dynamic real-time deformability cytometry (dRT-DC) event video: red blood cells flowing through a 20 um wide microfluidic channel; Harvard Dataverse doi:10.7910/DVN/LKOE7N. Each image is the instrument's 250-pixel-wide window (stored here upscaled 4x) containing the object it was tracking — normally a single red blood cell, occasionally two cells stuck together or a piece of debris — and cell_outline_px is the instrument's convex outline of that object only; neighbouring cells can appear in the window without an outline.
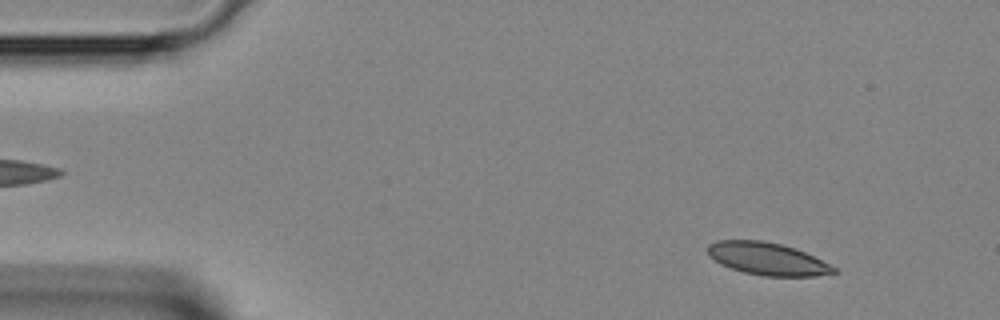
{"species": "Egyptian fruit bat (a non-hibernating species)", "species_latin": "Rousettus aegyptiacus", "temperature_condition": "room temperature", "stored_images_in_passage": 42, "camera_frame_rate_fps": 3000, "um_per_image_px": 0.085, "animal": {"sex": "female"}, "frame": {"image": 1, "passage_image": 4, "time_ms": 1.0, "image_size_px": [1000, 320], "cell_outline_px": [[836, 272], [816, 276], [764, 276], [744, 272], [720, 264], [708, 256], [708, 244], [716, 240], [760, 240], [780, 244], [796, 248], [836, 268]], "centroid_in_image_um": [65.17, 21.99], "position_along_channel_um": 19.8, "area_um2": 23.64}}
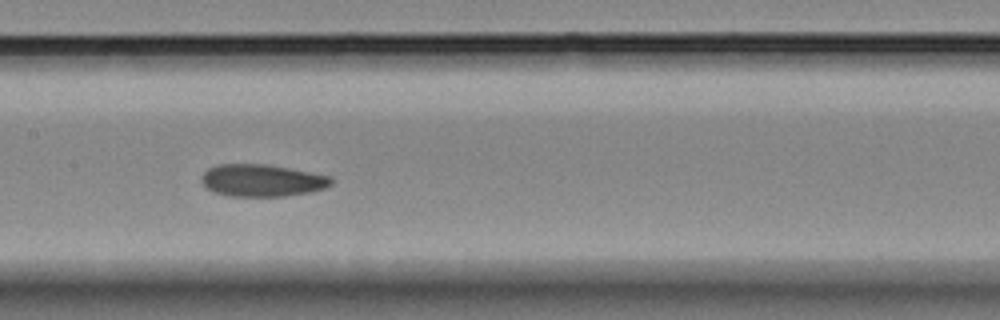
{"frame": {"image": 2, "passage_image": 20, "time_ms": 6.333, "image_size_px": [1000, 320], "cell_outline_px": [[332, 184], [324, 188], [312, 192], [284, 196], [228, 196], [204, 188], [200, 180], [200, 176], [208, 168], [216, 164], [268, 164], [332, 176]], "centroid_in_image_um": [22.24, 15.33], "position_along_channel_um": 185.2, "area_um2": 24.62}}
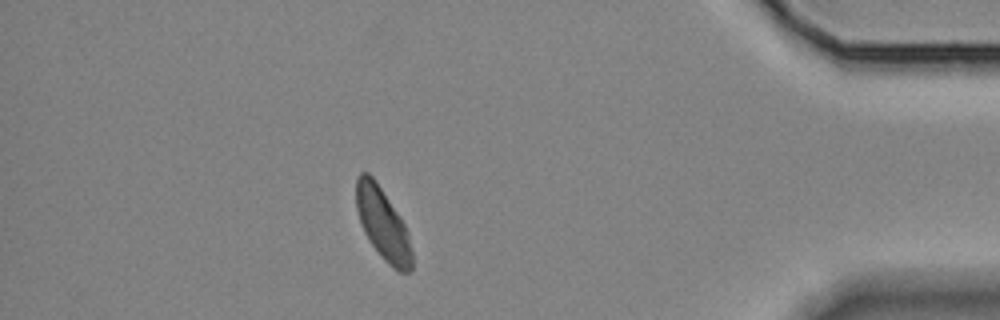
{"frame": {"image": 3, "passage_image": 37, "time_ms": 12.0, "image_size_px": [1000, 320], "cell_outline_px": [[412, 272], [396, 272], [380, 256], [364, 232], [356, 208], [356, 176], [360, 172], [368, 172], [376, 180], [400, 216], [408, 232], [412, 252]], "centroid_in_image_um": [32.55, 19.04], "position_along_channel_um": 402.7, "area_um2": 23.47}}